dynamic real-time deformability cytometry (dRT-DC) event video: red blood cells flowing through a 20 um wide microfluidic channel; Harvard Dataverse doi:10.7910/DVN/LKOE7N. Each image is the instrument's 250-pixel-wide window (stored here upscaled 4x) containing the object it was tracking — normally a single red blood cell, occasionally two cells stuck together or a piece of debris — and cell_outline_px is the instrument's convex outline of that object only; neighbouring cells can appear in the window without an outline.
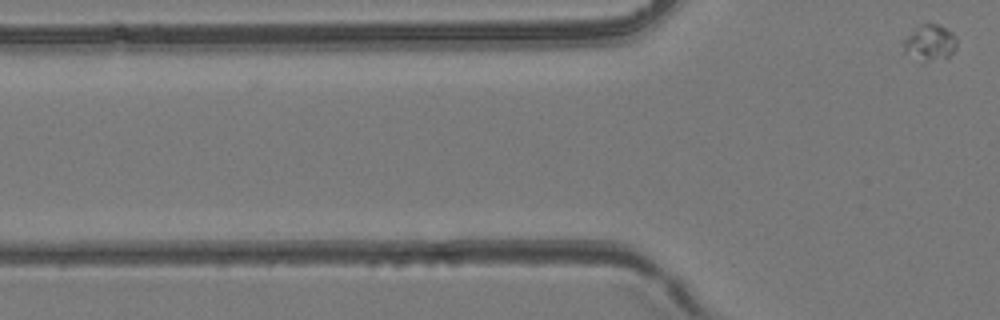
{"species": "common noctule bat (a hibernating species)", "species_latin": "Nyctalus noctula", "temperature_condition": "room temperature", "stored_images_in_passage": 2, "camera_frame_rate_fps": 3000, "um_per_image_px": 0.085, "animal": {"sex": "female", "body_mass_g": 24.6, "forearm_length_mm": 56.2}, "frame": {"image": 1, "passage_image": 2, "time_ms": 1.333, "image_size_px": [1000, 320], "cell_outline_px": [[956, 48], [948, 56], [932, 60], [928, 60], [904, 52], [900, 44], [900, 40], [916, 28], [924, 24], [940, 24], [952, 32], [956, 36]], "centroid_in_image_um": [79.01, 3.57], "position_along_channel_um": 46.8, "area_um2": 10.92}}